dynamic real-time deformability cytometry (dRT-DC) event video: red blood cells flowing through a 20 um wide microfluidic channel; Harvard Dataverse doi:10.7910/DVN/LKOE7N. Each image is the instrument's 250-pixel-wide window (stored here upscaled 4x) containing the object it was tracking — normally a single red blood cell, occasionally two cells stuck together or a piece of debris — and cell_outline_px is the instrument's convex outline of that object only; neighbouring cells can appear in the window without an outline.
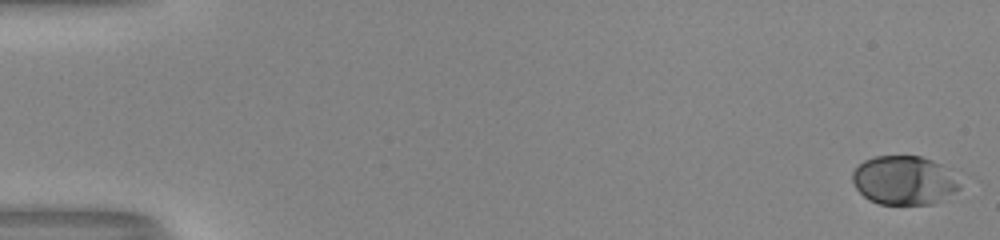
{"species": "human", "species_latin": "Homo sapiens", "temperature_condition": "room temperature", "stored_images_in_passage": 53, "camera_frame_rate_fps": 3000, "um_per_image_px": 0.085, "donor": {"sex": "male"}, "frame": {"image": 1, "passage_image": 1, "time_ms": 0.0, "image_size_px": [1000, 240], "cell_outline_px": [[960, 188], [956, 192], [932, 204], [880, 204], [868, 200], [856, 188], [852, 180], [852, 172], [864, 160], [876, 156], [920, 156], [932, 160], [940, 164], [960, 184]], "centroid_in_image_um": [76.8, 15.33], "position_along_channel_um": 8.2, "area_um2": 30.23}}
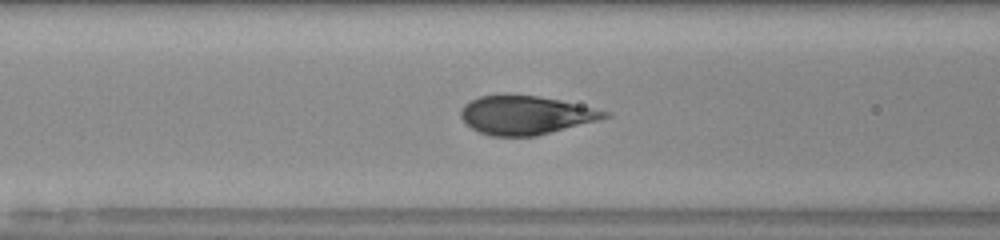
{"frame": {"image": 2, "passage_image": 23, "time_ms": 7.333, "image_size_px": [1000, 240], "cell_outline_px": [[612, 116], [536, 136], [492, 136], [480, 132], [472, 128], [460, 116], [460, 108], [464, 104], [480, 96], [536, 96], [560, 100], [612, 112]], "centroid_in_image_um": [44.7, 9.79], "position_along_channel_um": 121.9, "area_um2": 31.85}}
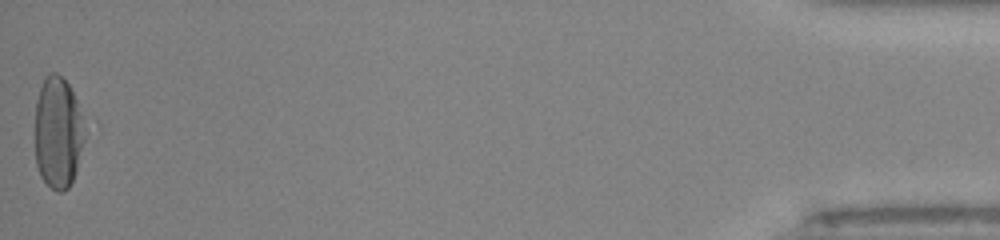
{"frame": {"image": 3, "passage_image": 53, "time_ms": 17.333, "image_size_px": [1000, 240], "cell_outline_px": [[84, 140], [76, 172], [68, 188], [64, 192], [56, 192], [40, 176], [36, 164], [36, 100], [44, 76], [52, 72], [56, 72], [68, 84], [76, 100], [80, 116], [84, 136]], "centroid_in_image_um": [4.9, 11.29], "position_along_channel_um": 430.3, "area_um2": 31.91}, "authors_computed_cell_mechanics": {"area_um2": 31.8478, "velocity_mm_per_s": 4.049, "shape_relaxation_time_tau1_ms": 3.9861, "shape_relaxation_time_tau2_ms": null, "deformation_change_tau1": 0.1837, "deformation_change_tau2": null}}